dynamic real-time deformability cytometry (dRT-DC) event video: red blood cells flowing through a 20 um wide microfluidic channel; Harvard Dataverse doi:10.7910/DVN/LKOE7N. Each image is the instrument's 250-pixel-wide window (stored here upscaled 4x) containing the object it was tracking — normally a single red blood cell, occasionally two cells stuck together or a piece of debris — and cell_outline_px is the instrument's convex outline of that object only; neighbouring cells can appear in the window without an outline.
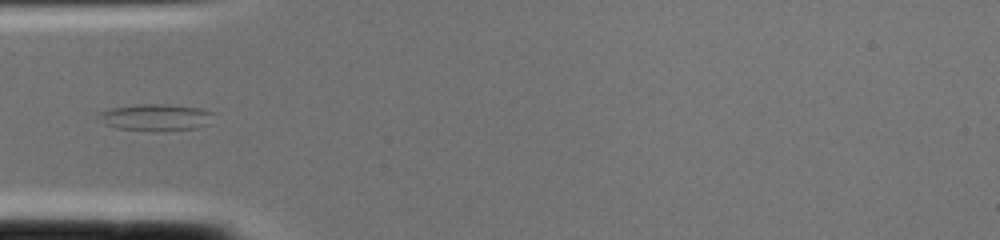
{"species": "common noctule bat (a hibernating species)", "species_latin": "Nyctalus noctula", "temperature_condition": "cold", "stored_images_in_passage": 2, "camera_frame_rate_fps": 3000, "um_per_image_px": 0.085, "animal": {"sex": "female", "body_mass_g": 22.0, "forearm_length_mm": 56.7}, "frame": {"image": 1, "passage_image": 2, "time_ms": 0.333, "image_size_px": [1000, 240], "cell_outline_px": [[212, 124], [196, 128], [160, 132], [152, 132], [116, 128], [104, 124], [96, 116], [100, 112], [112, 108], [136, 104], [168, 104], [200, 108], [212, 112]], "centroid_in_image_um": [13.24, 9.99], "position_along_channel_um": 71.8, "area_um2": 18.38}}